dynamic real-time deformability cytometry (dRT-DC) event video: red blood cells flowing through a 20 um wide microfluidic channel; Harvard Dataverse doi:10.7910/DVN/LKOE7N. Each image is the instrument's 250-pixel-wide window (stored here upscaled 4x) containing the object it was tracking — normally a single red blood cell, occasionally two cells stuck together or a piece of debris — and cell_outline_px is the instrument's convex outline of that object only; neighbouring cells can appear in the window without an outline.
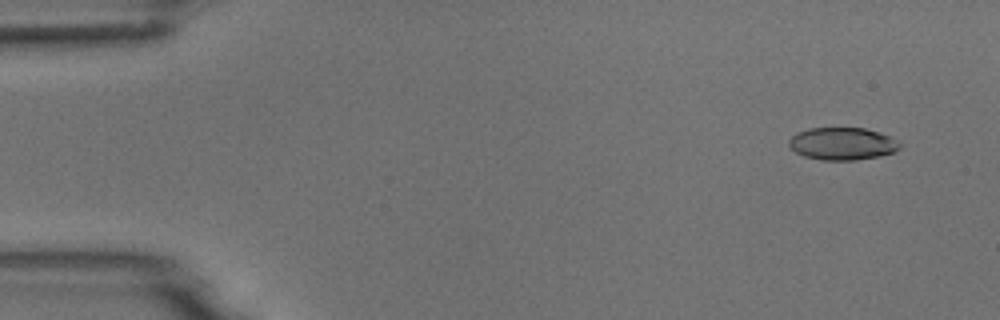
{"species": "common noctule bat (a hibernating species)", "species_latin": "Nyctalus noctula", "temperature_condition": "room temperature", "stored_images_in_passage": 6, "camera_frame_rate_fps": 3000, "um_per_image_px": 0.085, "animal": {"sex": "male", "body_mass_g": 18.8}, "frame": {"image": 1, "passage_image": 2, "time_ms": 1.0, "image_size_px": [1000, 320], "cell_outline_px": [[900, 148], [896, 152], [856, 160], [820, 160], [804, 156], [796, 152], [788, 144], [788, 140], [796, 132], [808, 128], [864, 128], [900, 140]], "centroid_in_image_um": [71.59, 12.21], "position_along_channel_um": 13.4, "area_um2": 20.98}}
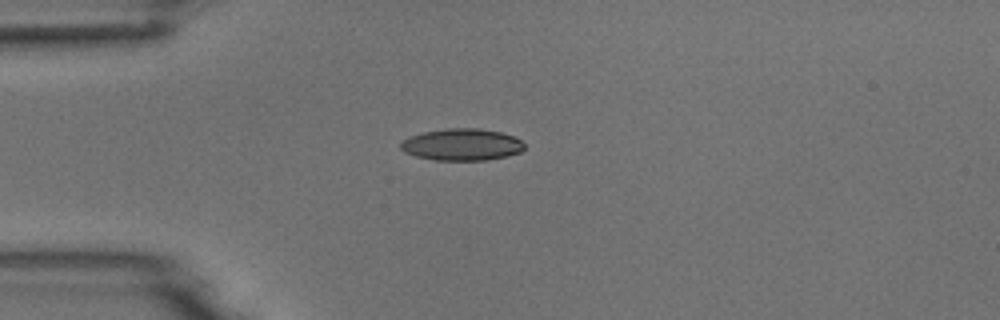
{"frame": {"image": 2, "passage_image": 4, "time_ms": 4.333, "image_size_px": [1000, 320], "cell_outline_px": [[524, 148], [520, 152], [508, 156], [488, 160], [432, 160], [416, 156], [404, 152], [400, 148], [400, 144], [404, 140], [412, 136], [424, 132], [448, 128], [480, 128], [500, 132], [512, 136], [520, 140], [524, 144]], "centroid_in_image_um": [39.27, 12.3], "position_along_channel_um": 45.7, "area_um2": 22.89}}